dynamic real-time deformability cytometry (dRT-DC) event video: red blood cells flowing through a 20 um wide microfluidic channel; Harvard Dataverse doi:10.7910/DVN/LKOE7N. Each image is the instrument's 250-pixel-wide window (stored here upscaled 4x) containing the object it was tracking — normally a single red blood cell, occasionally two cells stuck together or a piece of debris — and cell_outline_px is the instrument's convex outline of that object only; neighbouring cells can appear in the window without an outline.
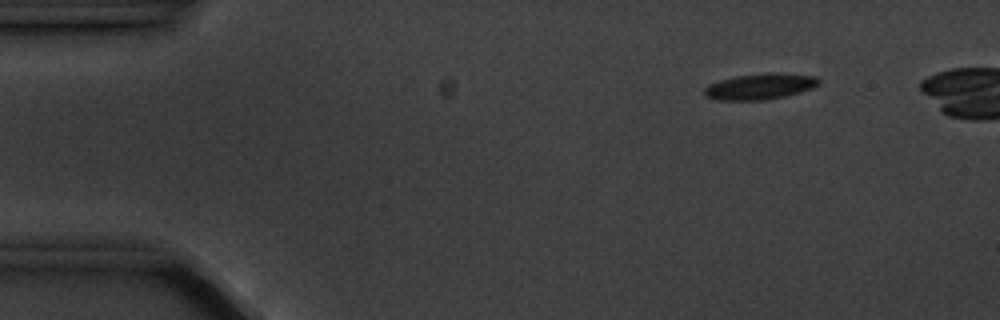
{"species": "common noctule bat (a hibernating species)", "species_latin": "Nyctalus noctula", "temperature_condition": "cold", "stored_images_in_passage": 5, "camera_frame_rate_fps": 3000, "um_per_image_px": 0.085, "animal": {"sex": "male", "body_mass_g": 20.1, "forearm_length_mm": 53.5}, "frame": {"image": 1, "passage_image": 2, "time_ms": 1.0, "image_size_px": [1000, 320], "cell_outline_px": [[820, 84], [812, 88], [800, 92], [784, 96], [764, 100], [720, 100], [704, 96], [704, 88], [720, 80], [736, 76], [768, 72], [776, 72], [816, 76], [820, 80]], "centroid_in_image_um": [64.64, 7.34], "position_along_channel_um": 20.4, "area_um2": 17.28}}